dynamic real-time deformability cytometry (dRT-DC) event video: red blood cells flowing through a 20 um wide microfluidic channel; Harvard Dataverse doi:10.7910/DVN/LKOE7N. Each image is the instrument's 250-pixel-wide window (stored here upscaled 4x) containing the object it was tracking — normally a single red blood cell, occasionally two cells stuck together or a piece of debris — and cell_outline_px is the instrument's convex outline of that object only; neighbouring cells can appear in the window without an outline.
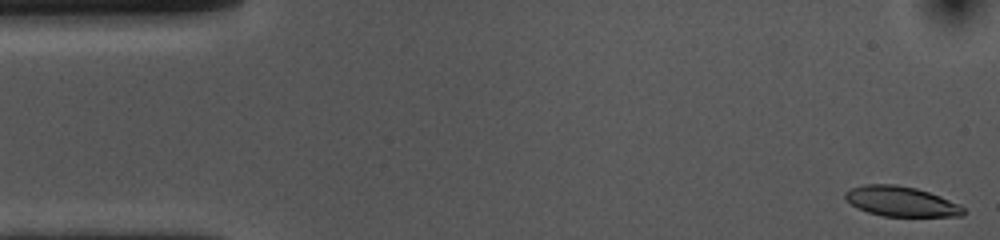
{"species": "common noctule bat (a hibernating species)", "species_latin": "Nyctalus noctula", "temperature_condition": "cold", "stored_images_in_passage": 51, "camera_frame_rate_fps": 3000, "um_per_image_px": 0.085, "animal": {"sex": "female", "body_mass_g": 10.0, "forearm_length_mm": 53.1}, "frame": {"image": 1, "passage_image": 1, "time_ms": 0.0, "image_size_px": [1000, 240], "cell_outline_px": [[968, 212], [964, 216], [884, 216], [868, 212], [852, 204], [844, 196], [844, 192], [852, 188], [864, 184], [896, 184], [916, 188], [940, 196], [960, 204]], "centroid_in_image_um": [76.65, 17.12], "position_along_channel_um": 8.4, "area_um2": 20.63}}
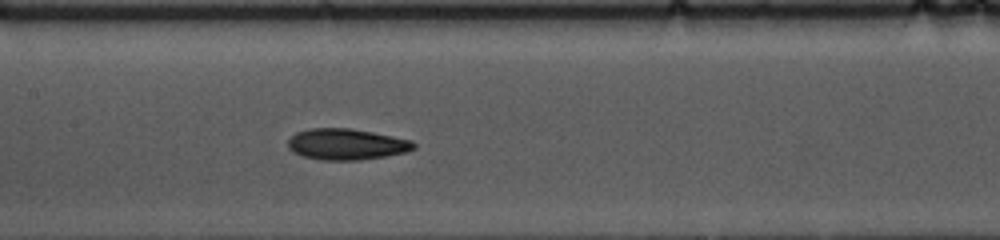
{"frame": {"image": 2, "passage_image": 24, "time_ms": 7.667, "image_size_px": [1000, 240], "cell_outline_px": [[416, 148], [408, 152], [360, 160], [320, 160], [304, 156], [292, 152], [288, 148], [288, 140], [296, 132], [308, 128], [352, 128], [412, 140], [416, 144]], "centroid_in_image_um": [29.45, 12.26], "position_along_channel_um": 177.9, "area_um2": 22.95}}
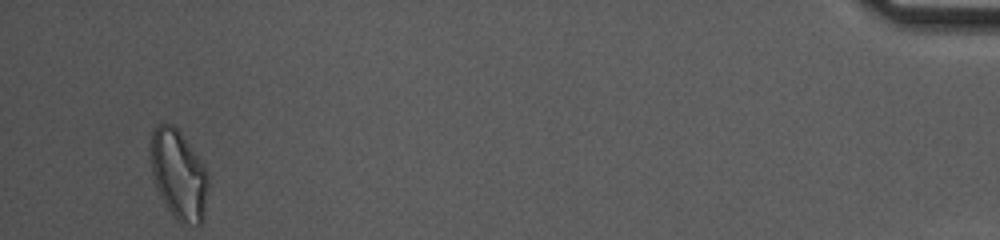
{"frame": {"image": 3, "passage_image": 51, "time_ms": 16.667, "image_size_px": [1000, 240], "cell_outline_px": [[208, 188], [204, 220], [200, 224], [180, 224], [172, 216], [164, 204], [156, 188], [152, 172], [152, 128], [156, 124], [172, 124], [180, 132], [204, 164], [208, 172]], "centroid_in_image_um": [15.21, 14.89], "position_along_channel_um": 420.0, "area_um2": 30.17}, "authors_computed_cell_mechanics": {"area_um2": 22.4264, "velocity_mm_per_s": 3.6324, "shape_relaxation_time_tau1_ms": 3.837, "shape_relaxation_time_tau2_ms": 5.5803, "deformation_change_tau1": 0.1325, "deformation_change_tau2": 0.1291}}